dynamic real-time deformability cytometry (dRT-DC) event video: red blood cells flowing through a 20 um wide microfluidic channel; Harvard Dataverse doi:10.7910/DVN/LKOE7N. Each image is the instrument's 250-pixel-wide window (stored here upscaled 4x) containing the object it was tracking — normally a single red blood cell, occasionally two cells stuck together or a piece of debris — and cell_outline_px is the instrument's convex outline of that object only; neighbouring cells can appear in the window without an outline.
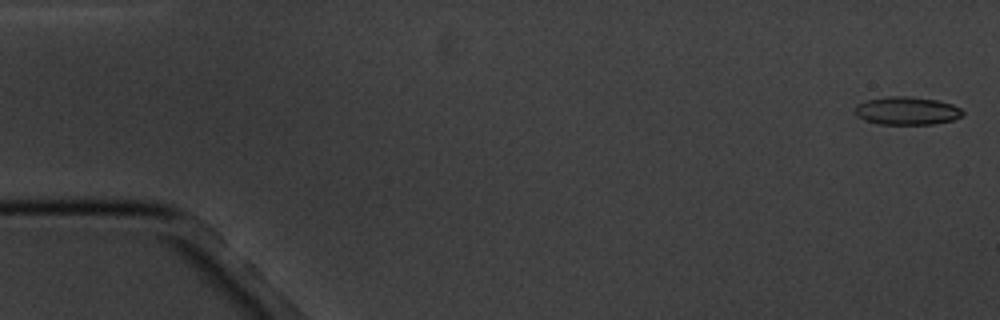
{"species": "common noctule bat (a hibernating species)", "species_latin": "Nyctalus noctula", "temperature_condition": "cold", "stored_images_in_passage": 5, "camera_frame_rate_fps": 3000, "um_per_image_px": 0.085, "animal": {"sex": "male", "body_mass_g": 20.1, "forearm_length_mm": 53.5}, "frame": {"image": 1, "passage_image": 1, "time_ms": 0.0, "image_size_px": [1000, 320], "cell_outline_px": [[964, 112], [960, 116], [952, 120], [932, 124], [880, 124], [864, 120], [856, 116], [856, 104], [868, 100], [888, 96], [904, 96], [936, 100], [952, 104], [960, 108]], "centroid_in_image_um": [77.07, 9.42], "position_along_channel_um": 7.9, "area_um2": 17.4}}
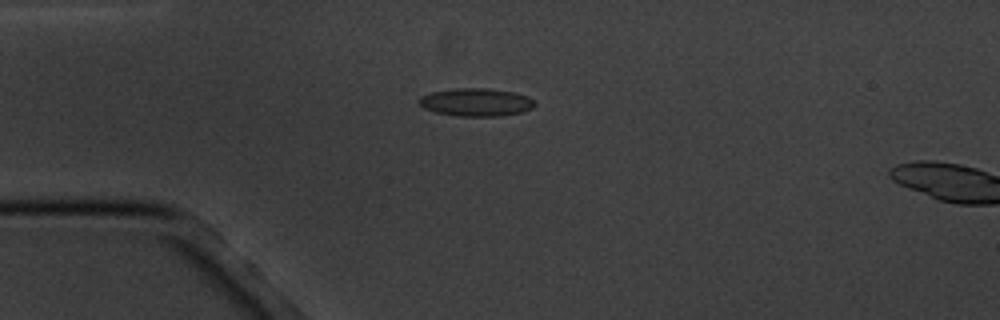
{"frame": {"image": 2, "passage_image": 4, "time_ms": 4.333, "image_size_px": [1000, 320], "cell_outline_px": [[536, 104], [532, 108], [520, 112], [500, 116], [460, 116], [436, 112], [424, 108], [420, 104], [420, 96], [432, 92], [456, 88], [488, 88], [512, 92], [528, 96]], "centroid_in_image_um": [40.47, 8.68], "position_along_channel_um": 44.5, "area_um2": 18.61}}